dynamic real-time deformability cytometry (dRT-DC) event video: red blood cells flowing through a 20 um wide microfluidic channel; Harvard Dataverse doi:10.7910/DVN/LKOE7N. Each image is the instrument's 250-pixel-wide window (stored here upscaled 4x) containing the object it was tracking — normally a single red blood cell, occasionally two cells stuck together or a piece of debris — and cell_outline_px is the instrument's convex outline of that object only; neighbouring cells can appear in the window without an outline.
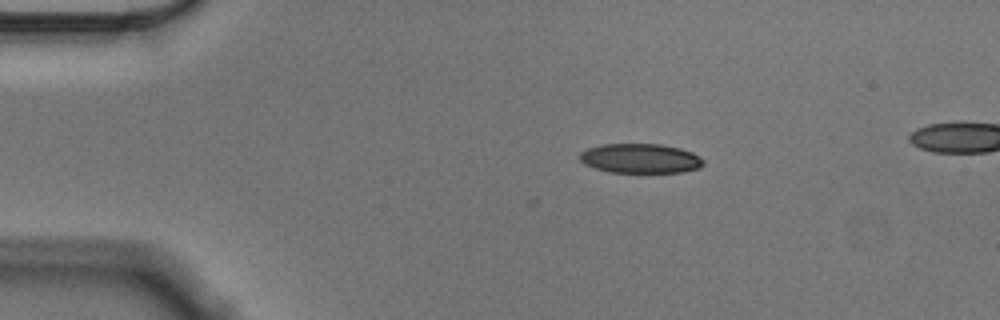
{"species": "Egyptian fruit bat (a non-hibernating species)", "species_latin": "Rousettus aegyptiacus", "temperature_condition": "cold", "stored_images_in_passage": 2, "camera_frame_rate_fps": 3000, "um_per_image_px": 0.085, "animal": {"sex": "male"}, "frame": {"image": 1, "passage_image": 2, "time_ms": 0.333, "image_size_px": [1000, 320], "cell_outline_px": [[704, 164], [700, 168], [680, 172], [608, 172], [584, 164], [580, 160], [580, 152], [588, 148], [600, 144], [660, 144], [680, 148], [692, 152], [700, 156], [704, 160]], "centroid_in_image_um": [54.44, 13.46], "position_along_channel_um": 30.6, "area_um2": 21.33}}